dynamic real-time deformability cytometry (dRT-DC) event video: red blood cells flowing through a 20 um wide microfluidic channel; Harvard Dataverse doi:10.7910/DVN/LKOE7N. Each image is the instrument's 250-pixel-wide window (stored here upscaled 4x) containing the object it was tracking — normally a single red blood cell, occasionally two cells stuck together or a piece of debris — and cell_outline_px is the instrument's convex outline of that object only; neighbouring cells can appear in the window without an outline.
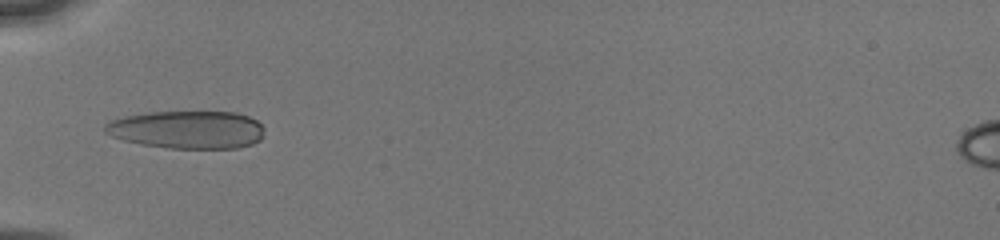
{"species": "human", "species_latin": "Homo sapiens", "temperature_condition": "cold", "stored_images_in_passage": 4, "camera_frame_rate_fps": 3000, "um_per_image_px": 0.085, "donor": {"sex": "male"}, "frame": {"image": 1, "passage_image": 3, "time_ms": 2.0, "image_size_px": [1000, 240], "cell_outline_px": [[264, 136], [260, 140], [252, 144], [236, 148], [168, 148], [140, 144], [124, 140], [112, 136], [104, 132], [104, 124], [108, 120], [124, 116], [148, 112], [236, 112], [248, 116], [256, 120], [264, 128]], "centroid_in_image_um": [15.9, 11.02], "position_along_channel_um": 69.1, "area_um2": 35.43}}